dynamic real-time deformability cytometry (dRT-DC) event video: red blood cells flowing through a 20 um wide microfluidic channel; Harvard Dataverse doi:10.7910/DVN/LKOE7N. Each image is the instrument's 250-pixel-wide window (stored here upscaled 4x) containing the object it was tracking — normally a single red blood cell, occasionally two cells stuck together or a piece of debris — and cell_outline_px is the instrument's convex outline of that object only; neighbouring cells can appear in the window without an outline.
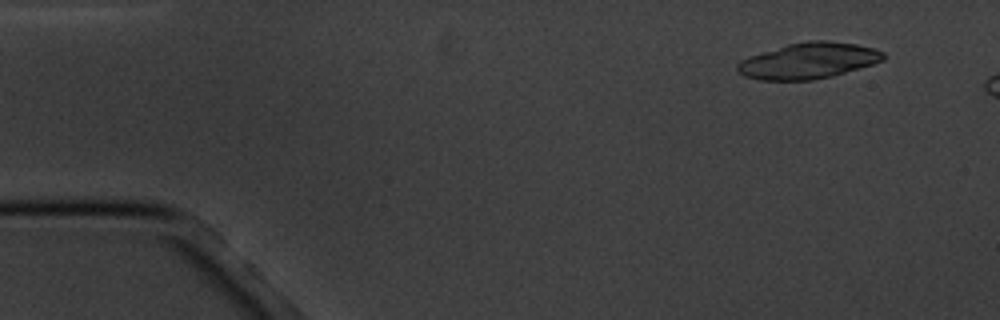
{"species": "common noctule bat (a hibernating species)", "species_latin": "Nyctalus noctula", "temperature_condition": "cold", "stored_images_in_passage": 4, "camera_frame_rate_fps": 3000, "um_per_image_px": 0.085, "animal": {"sex": "male", "body_mass_g": 20.1, "forearm_length_mm": 53.5}, "frame": {"image": 1, "passage_image": 1, "time_ms": 0.0, "image_size_px": [1000, 320], "cell_outline_px": [[884, 60], [872, 64], [832, 76], [812, 80], [760, 80], [744, 76], [736, 68], [736, 64], [740, 60], [748, 56], [788, 44], [808, 40], [828, 40], [856, 44], [872, 48], [884, 52]], "centroid_in_image_um": [68.69, 5.16], "position_along_channel_um": 16.3, "area_um2": 30.52}}